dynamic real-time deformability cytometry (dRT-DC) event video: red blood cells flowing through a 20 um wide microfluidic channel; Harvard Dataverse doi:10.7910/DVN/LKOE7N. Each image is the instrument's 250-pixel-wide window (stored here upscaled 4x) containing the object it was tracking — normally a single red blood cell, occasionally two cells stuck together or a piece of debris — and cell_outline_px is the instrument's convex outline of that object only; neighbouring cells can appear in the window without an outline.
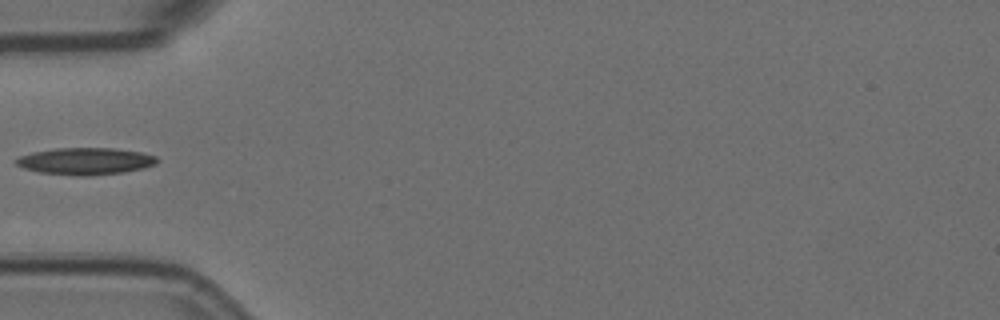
{"species": "Egyptian fruit bat (a non-hibernating species)", "species_latin": "Rousettus aegyptiacus", "temperature_condition": "room temperature", "stored_images_in_passage": 4, "camera_frame_rate_fps": 3000, "um_per_image_px": 0.085, "animal": {"sex": "female"}, "frame": {"image": 1, "passage_image": 4, "time_ms": 1.0, "image_size_px": [1000, 320], "cell_outline_px": [[160, 160], [156, 164], [144, 168], [124, 172], [88, 176], [80, 176], [40, 172], [24, 168], [16, 164], [12, 160], [20, 156], [32, 152], [56, 148], [112, 148], [140, 152], [156, 156]], "centroid_in_image_um": [7.27, 13.7], "position_along_channel_um": 77.7, "area_um2": 22.2}}